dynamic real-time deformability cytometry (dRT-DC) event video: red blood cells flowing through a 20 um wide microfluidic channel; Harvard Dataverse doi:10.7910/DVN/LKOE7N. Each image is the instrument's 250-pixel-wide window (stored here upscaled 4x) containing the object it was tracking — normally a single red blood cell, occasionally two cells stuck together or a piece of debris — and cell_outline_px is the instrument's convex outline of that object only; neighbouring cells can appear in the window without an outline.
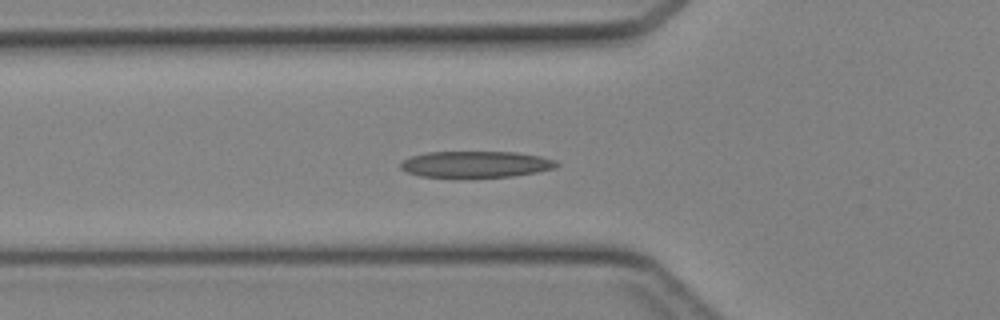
{"species": "Egyptian fruit bat (a non-hibernating species)", "species_latin": "Rousettus aegyptiacus", "temperature_condition": "cold", "stored_images_in_passage": 44, "camera_frame_rate_fps": 3000, "um_per_image_px": 0.085, "animal": {"sex": "female"}, "frame": {"image": 1, "passage_image": 15, "time_ms": 4.667, "image_size_px": [1000, 320], "cell_outline_px": [[560, 164], [556, 168], [536, 172], [512, 176], [420, 176], [408, 172], [400, 168], [400, 164], [404, 160], [412, 156], [424, 152], [516, 152], [540, 156], [556, 160]], "centroid_in_image_um": [40.48, 13.94], "position_along_channel_um": 85.3, "area_um2": 23.58}}
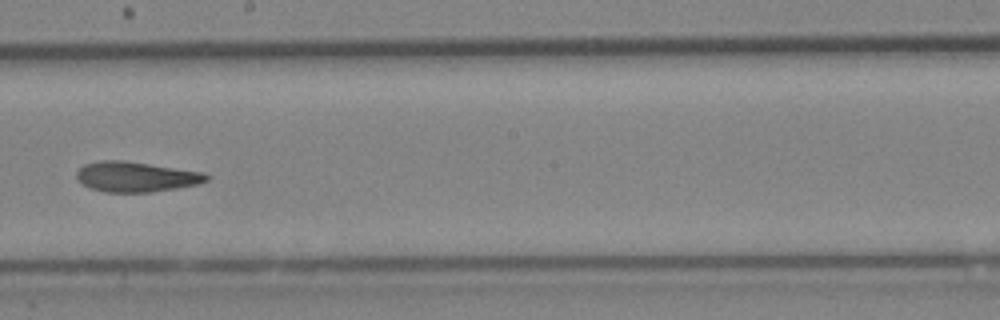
{"frame": {"image": 2, "passage_image": 25, "time_ms": 8.0, "image_size_px": [1000, 320], "cell_outline_px": [[212, 176], [208, 180], [196, 184], [176, 188], [152, 192], [104, 192], [92, 188], [76, 180], [76, 172], [84, 164], [100, 160], [120, 160], [204, 172]], "centroid_in_image_um": [11.55, 15.02], "position_along_channel_um": 236.6, "area_um2": 22.72}}
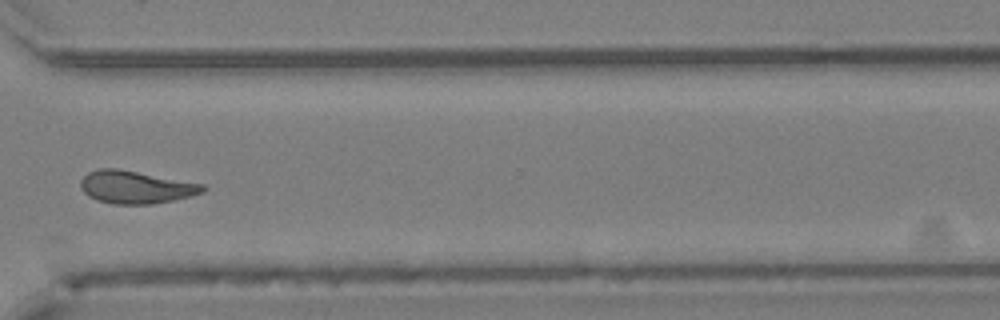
{"frame": {"image": 3, "passage_image": 33, "time_ms": 10.667, "image_size_px": [1000, 320], "cell_outline_px": [[208, 188], [204, 192], [172, 200], [152, 204], [112, 204], [96, 200], [88, 196], [80, 188], [80, 180], [88, 172], [100, 168], [116, 168], [204, 184]], "centroid_in_image_um": [11.51, 15.91], "position_along_channel_um": 359.1, "area_um2": 23.24}}